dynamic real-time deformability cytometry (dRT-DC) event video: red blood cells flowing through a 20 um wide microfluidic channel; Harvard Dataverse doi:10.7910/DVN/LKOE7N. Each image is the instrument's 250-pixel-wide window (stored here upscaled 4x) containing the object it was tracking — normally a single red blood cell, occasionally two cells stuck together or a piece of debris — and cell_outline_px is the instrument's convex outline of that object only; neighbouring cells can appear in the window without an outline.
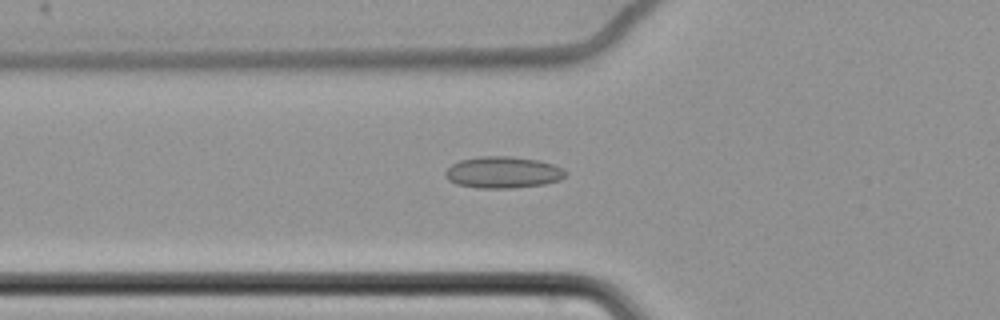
{"species": "common noctule bat (a hibernating species)", "species_latin": "Nyctalus noctula", "temperature_condition": "cold", "stored_images_in_passage": 39, "camera_frame_rate_fps": 3000, "um_per_image_px": 0.085, "animal": {"sex": "female", "body_mass_g": 22.7, "forearm_length_mm": 54.2}, "frame": {"image": 1, "passage_image": 9, "time_ms": 2.667, "image_size_px": [1000, 320], "cell_outline_px": [[568, 172], [560, 180], [544, 184], [512, 188], [476, 188], [456, 184], [448, 180], [444, 176], [444, 172], [452, 164], [460, 160], [476, 156], [512, 156], [540, 160], [564, 168]], "centroid_in_image_um": [42.74, 14.64], "position_along_channel_um": 83.1, "area_um2": 22.43}}
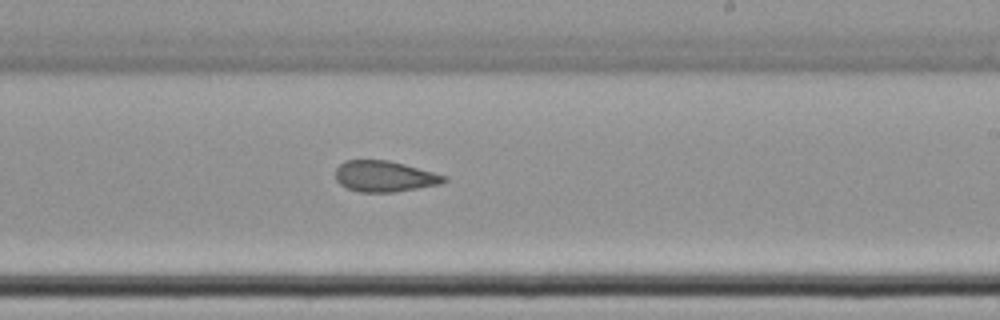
{"frame": {"image": 2, "passage_image": 24, "time_ms": 7.667, "image_size_px": [1000, 320], "cell_outline_px": [[448, 180], [440, 184], [396, 192], [360, 192], [348, 188], [340, 184], [336, 180], [336, 168], [344, 160], [388, 160], [404, 164], [448, 176]], "centroid_in_image_um": [32.69, 14.99], "position_along_channel_um": 256.3, "area_um2": 19.59}}
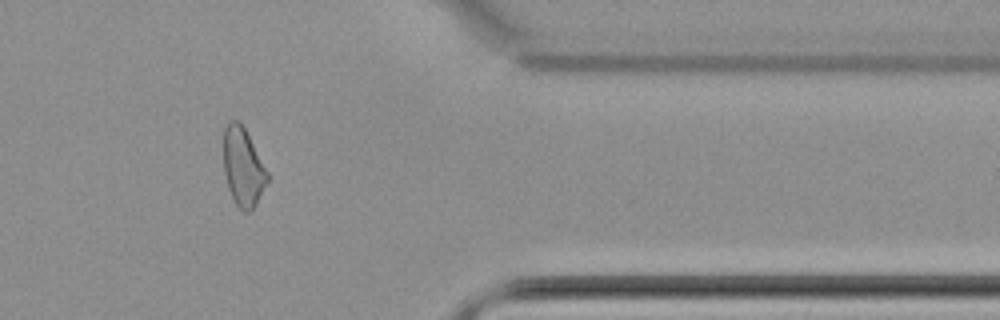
{"frame": {"image": 3, "passage_image": 37, "time_ms": 12.0, "image_size_px": [1000, 320], "cell_outline_px": [[268, 180], [256, 204], [248, 212], [244, 212], [236, 204], [228, 188], [224, 172], [224, 128], [228, 120], [236, 120], [244, 128], [268, 172]], "centroid_in_image_um": [20.64, 14.2], "position_along_channel_um": 390.8, "area_um2": 19.65}, "authors_computed_cell_mechanics": {"area_um2": 20.4034, "velocity_mm_per_s": 3.4769, "shape_relaxation_time_tau1_ms": null, "shape_relaxation_time_tau2_ms": 2.4391, "deformation_change_tau1": null, "deformation_change_tau2": 0.0782}}